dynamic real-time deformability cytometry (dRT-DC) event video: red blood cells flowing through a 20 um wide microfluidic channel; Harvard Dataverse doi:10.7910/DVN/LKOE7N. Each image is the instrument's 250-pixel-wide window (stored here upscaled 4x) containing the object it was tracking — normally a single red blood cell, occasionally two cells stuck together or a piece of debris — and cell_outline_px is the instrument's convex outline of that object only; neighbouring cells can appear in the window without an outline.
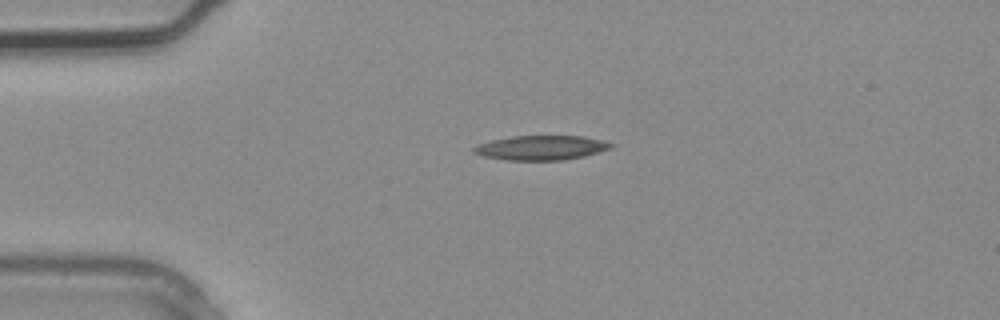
{"species": "common noctule bat (a hibernating species)", "species_latin": "Nyctalus noctula", "temperature_condition": "warm", "stored_images_in_passage": 3, "camera_frame_rate_fps": 3000, "um_per_image_px": 0.085, "animal": {"sex": "male", "body_mass_g": 20.4}, "frame": {"image": 1, "passage_image": 2, "time_ms": 0.333, "image_size_px": [1000, 320], "cell_outline_px": [[616, 144], [600, 152], [584, 156], [564, 160], [508, 160], [484, 156], [472, 152], [472, 148], [480, 144], [492, 140], [512, 136], [584, 136]], "centroid_in_image_um": [46.0, 12.56], "position_along_channel_um": 39.0, "area_um2": 19.42}}
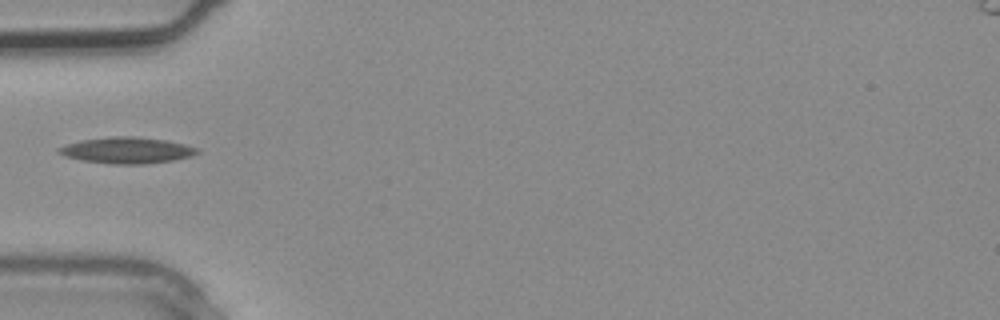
{"frame": {"image": 2, "passage_image": 3, "time_ms": 0.667, "image_size_px": [1000, 320], "cell_outline_px": [[200, 152], [192, 156], [172, 160], [144, 164], [112, 164], [80, 160], [64, 156], [56, 152], [56, 148], [80, 140], [112, 136], [136, 136], [168, 140], [200, 148]], "centroid_in_image_um": [10.79, 12.77], "position_along_channel_um": 74.2, "area_um2": 21.39}}